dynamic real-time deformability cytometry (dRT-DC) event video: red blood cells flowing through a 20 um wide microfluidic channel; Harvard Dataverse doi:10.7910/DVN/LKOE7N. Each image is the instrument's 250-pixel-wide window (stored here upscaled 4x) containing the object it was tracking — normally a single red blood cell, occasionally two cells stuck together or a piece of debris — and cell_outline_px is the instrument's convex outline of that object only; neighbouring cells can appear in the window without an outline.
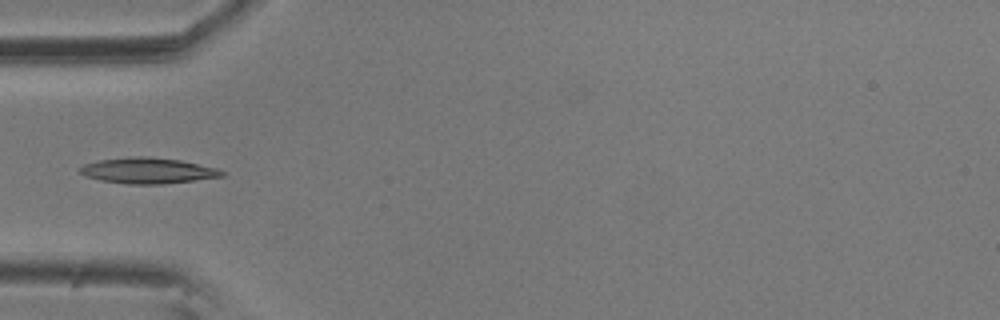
{"species": "common noctule bat (a hibernating species)", "species_latin": "Nyctalus noctula", "temperature_condition": "room temperature", "stored_images_in_passage": 15, "camera_frame_rate_fps": 3000, "um_per_image_px": 0.085, "animal": {"sex": "male", "body_mass_g": 20.5, "forearm_length_mm": 52.5}, "frame": {"image": 1, "passage_image": 5, "time_ms": 1.333, "image_size_px": [1000, 320], "cell_outline_px": [[224, 176], [160, 184], [128, 184], [100, 180], [88, 176], [80, 172], [80, 168], [84, 164], [100, 160], [136, 156], [148, 156], [180, 160], [216, 168], [224, 172]], "centroid_in_image_um": [12.56, 14.5], "position_along_channel_um": 72.4, "area_um2": 20.92}}
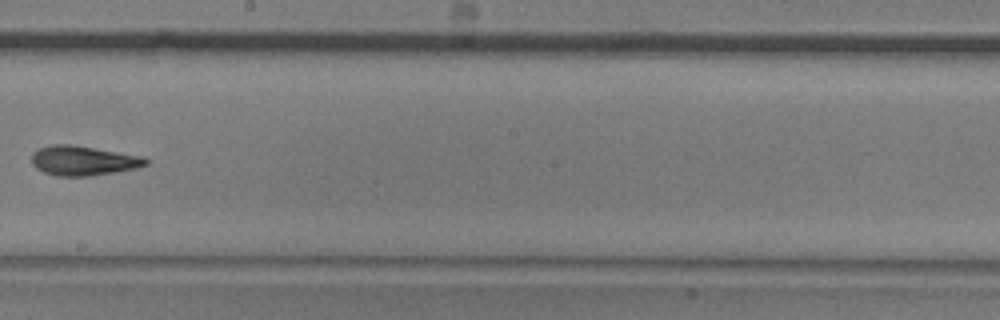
{"frame": {"image": 2, "passage_image": 9, "time_ms": 2.667, "image_size_px": [1000, 320], "cell_outline_px": [[148, 164], [136, 168], [116, 172], [92, 176], [56, 176], [44, 172], [36, 168], [32, 164], [32, 152], [40, 148], [52, 144], [72, 144], [144, 156], [148, 160]], "centroid_in_image_um": [7.08, 13.65], "position_along_channel_um": 241.1, "area_um2": 19.88}}
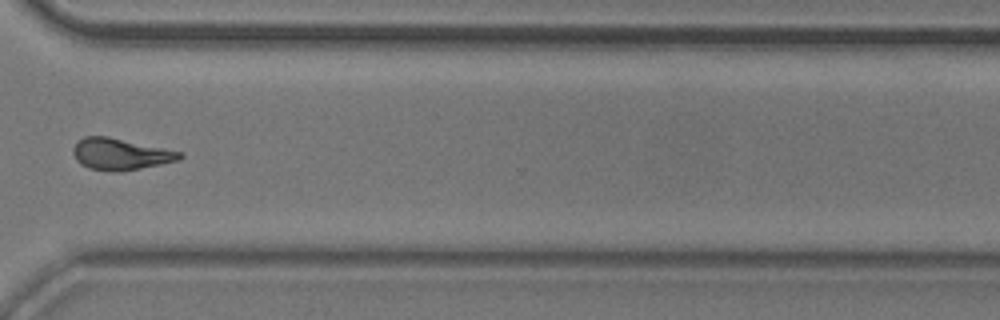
{"frame": {"image": 3, "passage_image": 12, "time_ms": 3.667, "image_size_px": [1000, 320], "cell_outline_px": [[184, 156], [180, 160], [140, 168], [116, 172], [88, 168], [80, 164], [76, 160], [72, 152], [72, 148], [84, 136], [108, 136], [184, 152]], "centroid_in_image_um": [10.25, 13.09], "position_along_channel_um": 360.3, "area_um2": 19.65}}